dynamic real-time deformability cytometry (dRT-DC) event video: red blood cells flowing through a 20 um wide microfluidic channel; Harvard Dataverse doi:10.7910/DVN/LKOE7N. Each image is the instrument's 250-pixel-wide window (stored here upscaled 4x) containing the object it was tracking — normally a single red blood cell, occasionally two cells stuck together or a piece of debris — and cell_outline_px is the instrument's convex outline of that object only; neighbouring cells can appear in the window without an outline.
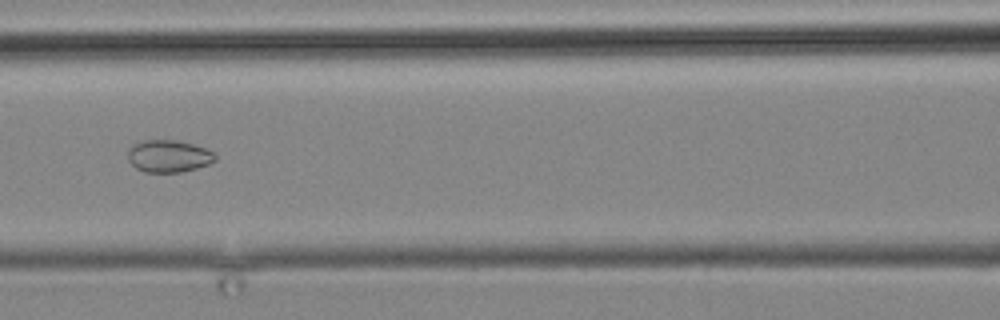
{"species": "common noctule bat (a hibernating species)", "species_latin": "Nyctalus noctula", "temperature_condition": "cold", "stored_images_in_passage": 13, "camera_frame_rate_fps": 3000, "um_per_image_px": 0.085, "animal": {"sex": "male", "body_mass_g": 19.2, "forearm_length_mm": 51.8}, "frame": {"image": 1, "passage_image": 6, "time_ms": 6.667, "image_size_px": [1000, 320], "cell_outline_px": [[216, 160], [208, 164], [196, 168], [180, 172], [144, 172], [136, 168], [128, 160], [128, 148], [132, 144], [144, 140], [176, 140], [192, 144], [204, 148], [212, 152], [216, 156]], "centroid_in_image_um": [14.29, 13.27], "position_along_channel_um": 152.3, "area_um2": 16.36}}
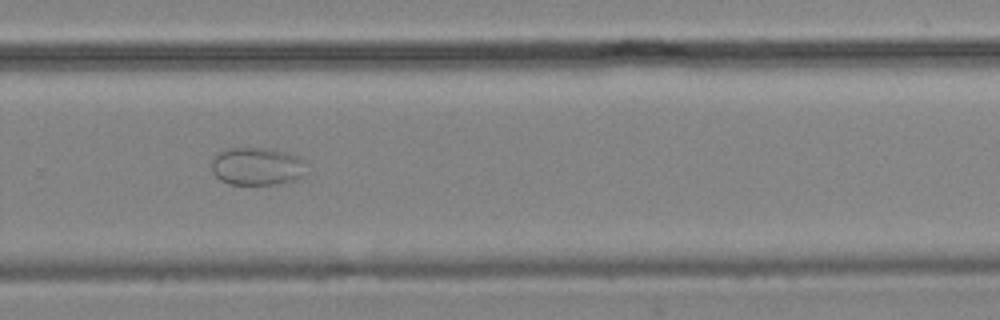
{"frame": {"image": 2, "passage_image": 10, "time_ms": 11.333, "image_size_px": [1000, 320], "cell_outline_px": [[308, 164], [300, 176], [296, 180], [280, 184], [228, 184], [220, 180], [212, 172], [212, 160], [216, 152], [232, 148], [272, 148], [288, 152], [300, 156]], "centroid_in_image_um": [21.86, 14.12], "position_along_channel_um": 307.9, "area_um2": 21.27}}